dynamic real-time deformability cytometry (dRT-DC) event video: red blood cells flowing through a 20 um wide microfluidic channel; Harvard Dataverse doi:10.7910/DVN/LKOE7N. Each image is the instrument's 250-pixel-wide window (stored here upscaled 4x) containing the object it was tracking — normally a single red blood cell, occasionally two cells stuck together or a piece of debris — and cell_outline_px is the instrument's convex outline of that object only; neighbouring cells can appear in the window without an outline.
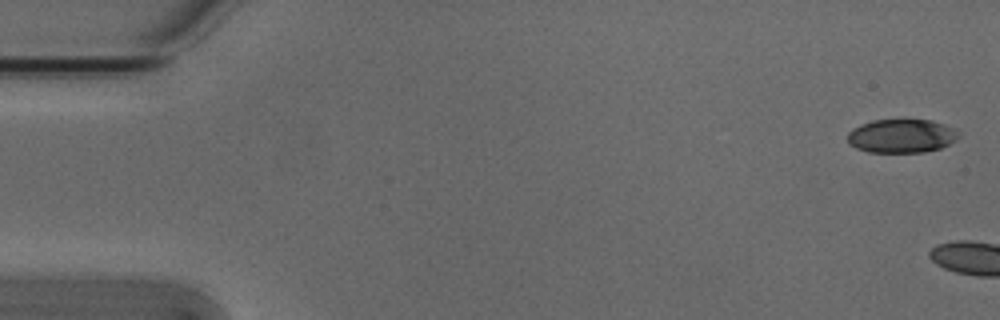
{"species": "Egyptian fruit bat (a non-hibernating species)", "species_latin": "Rousettus aegyptiacus", "temperature_condition": "cold", "stored_images_in_passage": 2, "camera_frame_rate_fps": 3000, "um_per_image_px": 0.085, "animal": {"sex": "male"}, "frame": {"image": 1, "passage_image": 1, "time_ms": 0.0, "image_size_px": [1000, 320], "cell_outline_px": [[960, 136], [956, 140], [940, 148], [924, 152], [868, 152], [856, 148], [848, 144], [848, 132], [852, 128], [860, 124], [872, 120], [904, 116], [932, 120], [944, 124], [952, 128]], "centroid_in_image_um": [76.6, 11.5], "position_along_channel_um": 8.4, "area_um2": 22.66}}